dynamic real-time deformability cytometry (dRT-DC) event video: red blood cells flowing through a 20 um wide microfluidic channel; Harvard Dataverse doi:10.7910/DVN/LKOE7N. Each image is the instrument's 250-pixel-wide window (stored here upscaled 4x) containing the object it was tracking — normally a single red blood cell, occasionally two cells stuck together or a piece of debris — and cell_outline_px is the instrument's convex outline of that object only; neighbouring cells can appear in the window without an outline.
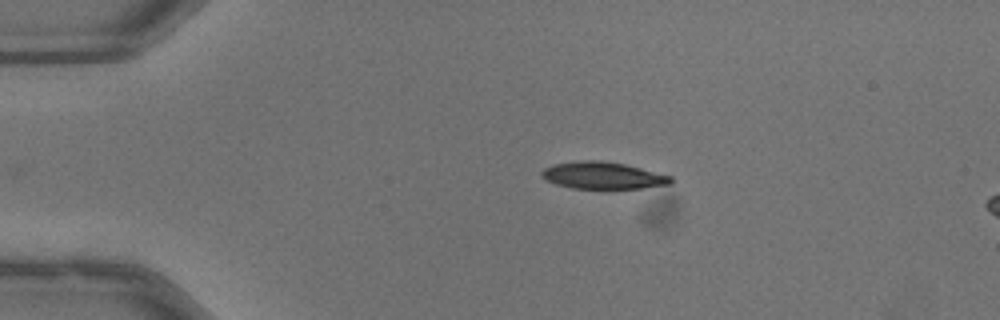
{"species": "common noctule bat (a hibernating species)", "species_latin": "Nyctalus noctula", "temperature_condition": "warm", "stored_images_in_passage": 7, "camera_frame_rate_fps": 3000, "um_per_image_px": 0.085, "animal": {"sex": "male", "body_mass_g": 13.3}, "frame": {"image": 1, "passage_image": 1, "time_ms": 0.0, "image_size_px": [1000, 320], "cell_outline_px": [[672, 184], [644, 188], [572, 188], [556, 184], [544, 180], [540, 176], [540, 172], [544, 168], [552, 164], [588, 160], [600, 160], [624, 164], [672, 176]], "centroid_in_image_um": [51.22, 14.92], "position_along_channel_um": 33.8, "area_um2": 20.29}}